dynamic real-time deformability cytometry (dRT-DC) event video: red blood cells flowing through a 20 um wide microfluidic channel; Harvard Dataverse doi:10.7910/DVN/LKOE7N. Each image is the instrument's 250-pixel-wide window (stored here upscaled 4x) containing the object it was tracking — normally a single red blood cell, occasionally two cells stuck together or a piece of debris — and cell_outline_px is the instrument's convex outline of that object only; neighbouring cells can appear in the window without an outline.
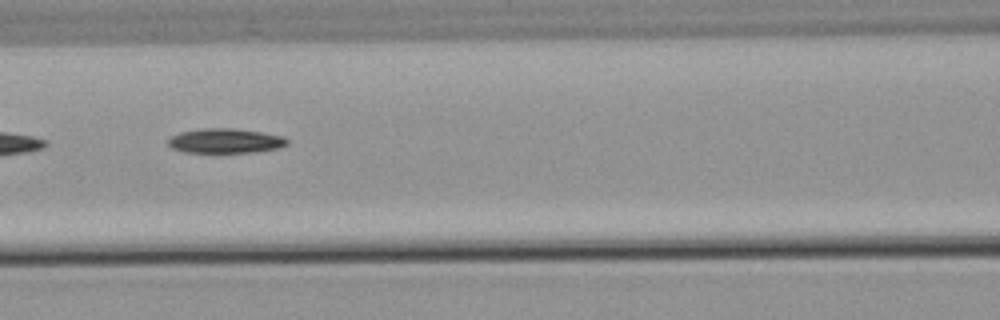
{"species": "common noctule bat (a hibernating species)", "species_latin": "Nyctalus noctula", "temperature_condition": "warm", "stored_images_in_passage": 5, "camera_frame_rate_fps": 3000, "um_per_image_px": 0.085, "animal": {"sex": "male", "body_mass_g": 21.5, "forearm_length_mm": 52.0}, "frame": {"image": 1, "passage_image": 5, "time_ms": 4.667, "image_size_px": [1000, 320], "cell_outline_px": [[288, 144], [276, 148], [252, 152], [184, 152], [172, 148], [168, 144], [168, 140], [172, 136], [180, 132], [204, 128], [232, 128], [260, 132], [284, 136], [288, 140]], "centroid_in_image_um": [19.14, 11.96], "position_along_channel_um": 147.5, "area_um2": 16.88}}